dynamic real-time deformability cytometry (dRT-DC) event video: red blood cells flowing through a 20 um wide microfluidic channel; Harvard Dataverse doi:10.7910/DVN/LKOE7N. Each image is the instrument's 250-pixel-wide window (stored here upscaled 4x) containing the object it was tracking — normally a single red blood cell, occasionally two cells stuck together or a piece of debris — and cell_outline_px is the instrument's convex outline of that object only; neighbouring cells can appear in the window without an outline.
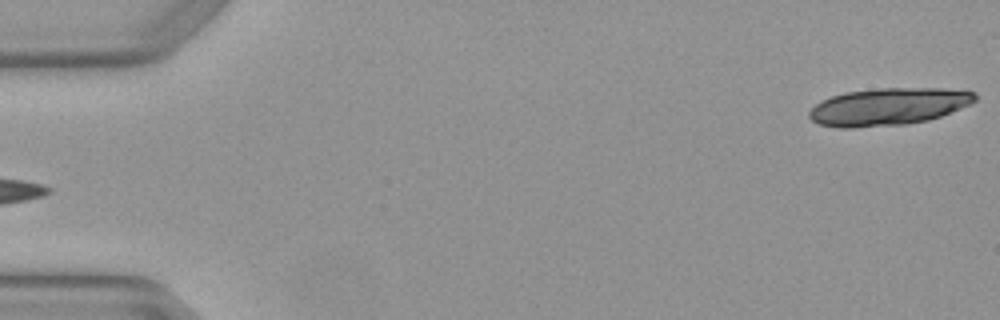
{"species": "Egyptian fruit bat (a non-hibernating species)", "species_latin": "Rousettus aegyptiacus", "temperature_condition": "warm", "stored_images_in_passage": 4, "segment_of_instrument_passage": [2, 2], "camera_frame_rate_fps": 3000, "um_per_image_px": 0.085, "animal": {"sex": "female"}, "frame": {"image": 1, "passage_image": 4, "time_ms": 1.0, "image_size_px": [1000, 320], "cell_outline_px": [[976, 100], [960, 108], [940, 116], [928, 120], [904, 124], [852, 128], [840, 128], [820, 124], [812, 120], [808, 116], [808, 112], [816, 104], [832, 96], [844, 92], [880, 88], [940, 88], [976, 92]], "centroid_in_image_um": [75.49, 9.06], "position_along_channel_um": 9.5, "area_um2": 35.78}}